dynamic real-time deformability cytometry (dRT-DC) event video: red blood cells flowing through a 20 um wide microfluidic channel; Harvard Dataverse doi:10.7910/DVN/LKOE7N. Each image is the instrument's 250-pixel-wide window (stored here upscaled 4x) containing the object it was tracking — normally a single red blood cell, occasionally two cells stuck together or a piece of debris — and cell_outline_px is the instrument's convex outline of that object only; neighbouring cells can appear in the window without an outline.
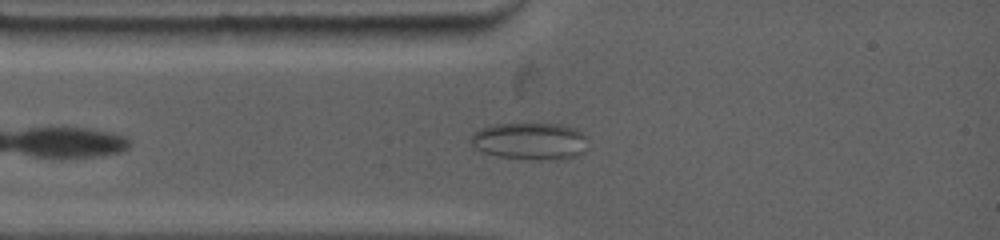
{"species": "common noctule bat (a hibernating species)", "species_latin": "Nyctalus noctula", "temperature_condition": "warm", "stored_images_in_passage": 38, "camera_frame_rate_fps": 4500, "um_per_image_px": 0.085, "animal": {"sex": "female", "body_mass_g": 19.0, "forearm_length_mm": 53.3}, "frame": {"image": 1, "passage_image": 3, "time_ms": 1.111, "image_size_px": [1000, 240], "cell_outline_px": [[588, 136], [584, 152], [576, 156], [540, 160], [536, 160], [500, 156], [484, 152], [476, 148], [468, 140], [472, 132], [480, 128], [496, 124], [560, 124], [576, 128]], "centroid_in_image_um": [45.05, 11.98], "position_along_channel_um": 40.0, "area_um2": 25.32}}
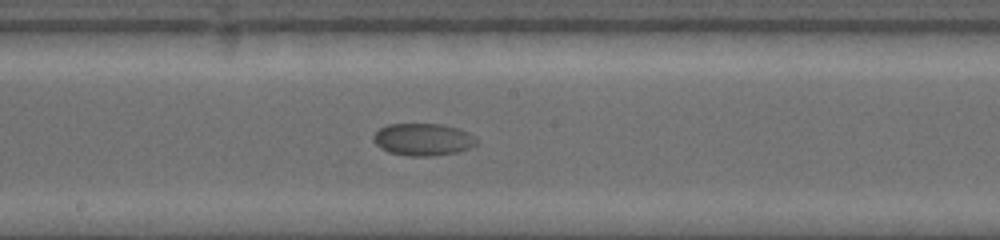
{"frame": {"image": 2, "passage_image": 15, "time_ms": 6.0, "image_size_px": [1000, 240], "cell_outline_px": [[480, 140], [472, 148], [456, 152], [432, 156], [408, 156], [388, 152], [380, 148], [372, 140], [372, 136], [380, 128], [388, 124], [440, 124], [460, 128], [476, 136]], "centroid_in_image_um": [35.99, 11.85], "position_along_channel_um": 212.2, "area_um2": 19.71}}
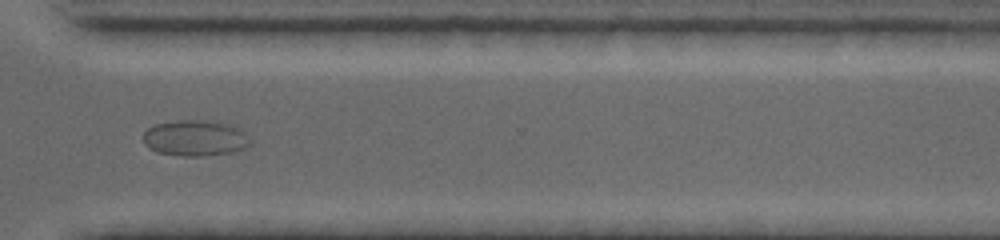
{"frame": {"image": 3, "passage_image": 26, "time_ms": 10.0, "image_size_px": [1000, 240], "cell_outline_px": [[252, 144], [244, 148], [232, 152], [204, 156], [180, 156], [156, 152], [148, 148], [144, 144], [144, 132], [148, 128], [156, 124], [180, 120], [204, 120], [236, 124], [252, 140]], "centroid_in_image_um": [16.63, 11.73], "position_along_channel_um": 354.0, "area_um2": 22.77}}